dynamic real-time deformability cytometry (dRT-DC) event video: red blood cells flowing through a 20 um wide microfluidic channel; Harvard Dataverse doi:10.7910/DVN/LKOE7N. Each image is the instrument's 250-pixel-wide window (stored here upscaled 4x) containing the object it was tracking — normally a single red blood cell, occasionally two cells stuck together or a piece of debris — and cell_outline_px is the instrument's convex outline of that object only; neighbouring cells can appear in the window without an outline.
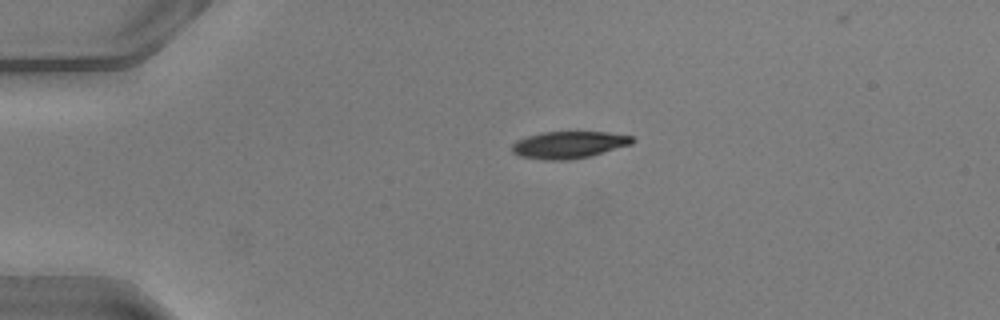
{"species": "common noctule bat (a hibernating species)", "species_latin": "Nyctalus noctula", "temperature_condition": "warm", "stored_images_in_passage": 38, "camera_frame_rate_fps": 3000, "um_per_image_px": 0.085, "animal": {"sex": "male", "body_mass_g": 20.5, "forearm_length_mm": 52.5}, "frame": {"image": 1, "passage_image": 1, "time_ms": 0.0, "image_size_px": [1000, 320], "cell_outline_px": [[636, 140], [632, 144], [588, 156], [568, 160], [544, 160], [520, 156], [512, 152], [512, 144], [516, 140], [528, 136], [544, 132], [608, 132], [632, 136]], "centroid_in_image_um": [48.34, 12.3], "position_along_channel_um": 36.7, "area_um2": 18.84}}
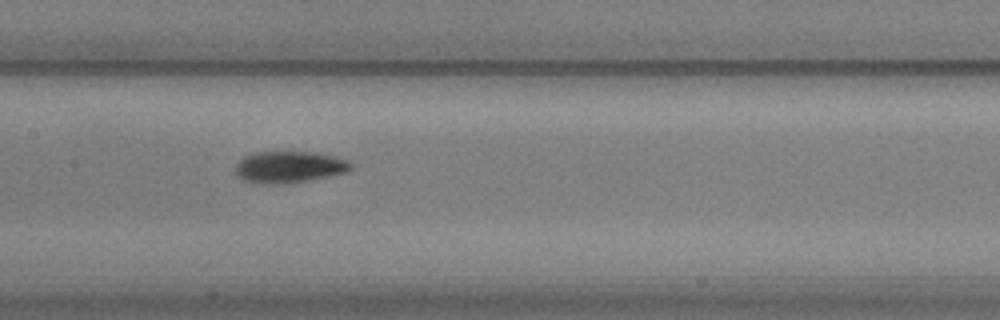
{"frame": {"image": 2, "passage_image": 15, "time_ms": 4.667, "image_size_px": [1000, 320], "cell_outline_px": [[352, 168], [348, 172], [308, 180], [284, 184], [252, 184], [236, 176], [236, 164], [244, 156], [252, 152], [312, 152], [332, 156], [348, 160], [352, 164]], "centroid_in_image_um": [24.54, 14.21], "position_along_channel_um": 182.9, "area_um2": 21.44}}
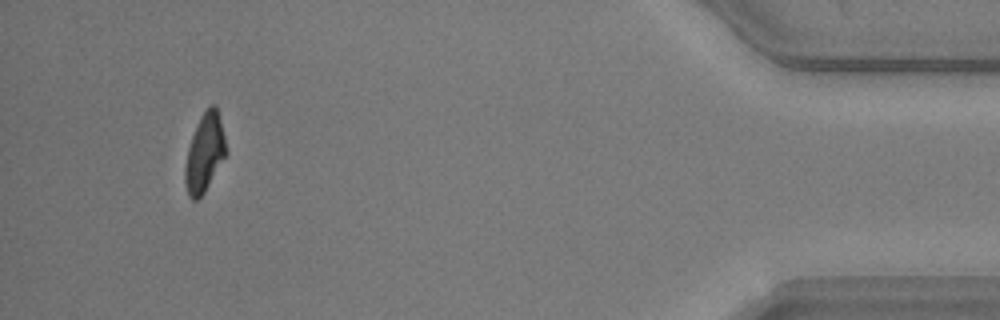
{"frame": {"image": 3, "passage_image": 37, "time_ms": 12.0, "image_size_px": [1000, 320], "cell_outline_px": [[228, 152], [204, 192], [196, 200], [192, 200], [188, 196], [184, 180], [184, 168], [188, 148], [192, 136], [200, 116], [208, 104], [216, 104]], "centroid_in_image_um": [17.39, 12.97], "position_along_channel_um": 417.8, "area_um2": 18.67}}